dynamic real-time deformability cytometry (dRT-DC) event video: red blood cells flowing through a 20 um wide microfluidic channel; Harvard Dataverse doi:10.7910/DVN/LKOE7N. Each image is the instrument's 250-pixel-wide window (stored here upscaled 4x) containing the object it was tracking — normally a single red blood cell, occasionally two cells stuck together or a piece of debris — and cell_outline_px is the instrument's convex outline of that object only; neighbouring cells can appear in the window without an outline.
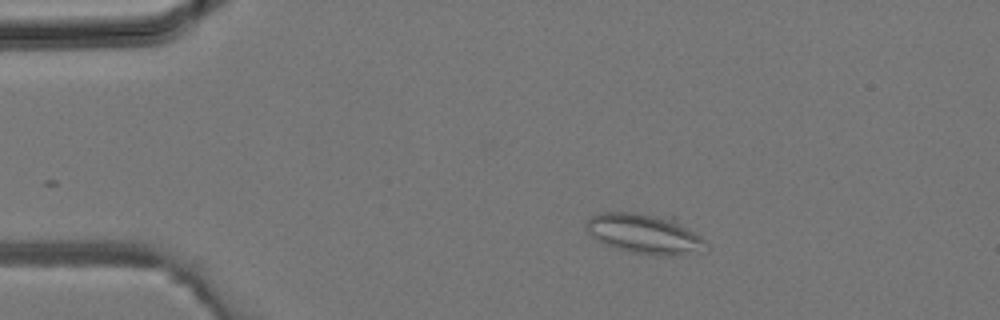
{"species": "common noctule bat (a hibernating species)", "species_latin": "Nyctalus noctula", "temperature_condition": "room temperature", "stored_images_in_passage": 3, "camera_frame_rate_fps": 3000, "um_per_image_px": 0.085, "animal": {"sex": "male", "body_mass_g": 19.2, "forearm_length_mm": 51.8}, "frame": {"image": 1, "passage_image": 1, "time_ms": 0.0, "image_size_px": [1000, 320], "cell_outline_px": [[708, 244], [676, 256], [656, 256], [632, 252], [616, 248], [604, 244], [592, 236], [584, 228], [588, 220], [592, 216], [600, 212], [632, 212], [676, 216], [700, 236]], "centroid_in_image_um": [54.76, 19.82], "position_along_channel_um": 30.2, "area_um2": 28.03}}